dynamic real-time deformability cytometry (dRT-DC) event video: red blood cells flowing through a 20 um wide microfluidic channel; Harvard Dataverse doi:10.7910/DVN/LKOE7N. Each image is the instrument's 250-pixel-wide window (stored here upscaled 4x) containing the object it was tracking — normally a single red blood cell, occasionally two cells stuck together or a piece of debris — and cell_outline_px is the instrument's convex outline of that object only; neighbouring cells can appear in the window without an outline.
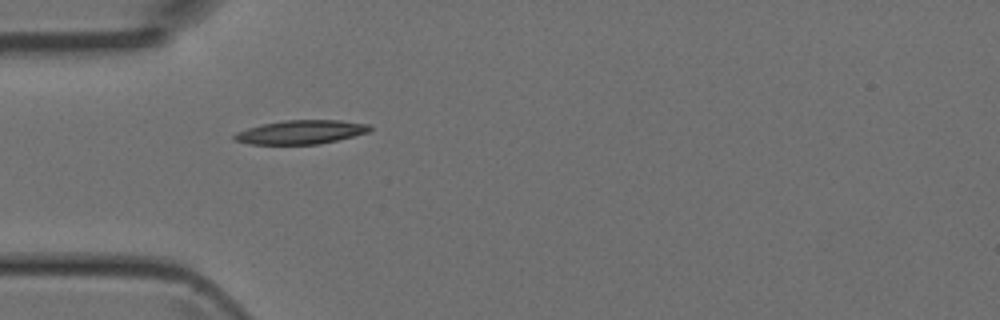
{"species": "Egyptian fruit bat (a non-hibernating species)", "species_latin": "Rousettus aegyptiacus", "temperature_condition": "room temperature", "stored_images_in_passage": 3, "camera_frame_rate_fps": 3000, "um_per_image_px": 0.085, "animal": {"sex": "female"}, "frame": {"image": 1, "passage_image": 3, "time_ms": 0.667, "image_size_px": [1000, 320], "cell_outline_px": [[372, 128], [368, 132], [320, 144], [248, 144], [232, 140], [232, 136], [236, 132], [248, 128], [264, 124], [288, 120], [340, 120], [368, 124]], "centroid_in_image_um": [25.54, 11.23], "position_along_channel_um": 59.5, "area_um2": 18.67}}